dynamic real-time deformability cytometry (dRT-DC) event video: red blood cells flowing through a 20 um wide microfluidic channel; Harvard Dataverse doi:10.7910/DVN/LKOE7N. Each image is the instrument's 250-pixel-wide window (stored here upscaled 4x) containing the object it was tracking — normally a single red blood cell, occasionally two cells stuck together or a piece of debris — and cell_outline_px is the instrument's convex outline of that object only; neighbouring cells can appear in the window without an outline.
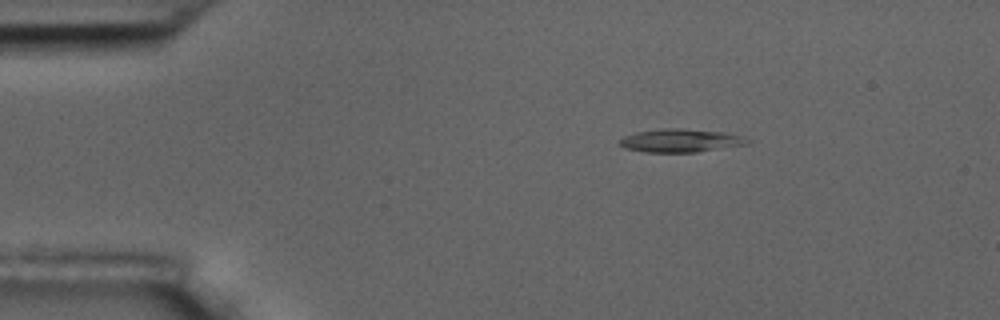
{"species": "common noctule bat (a hibernating species)", "species_latin": "Nyctalus noctula", "temperature_condition": "room temperature", "stored_images_in_passage": 5, "camera_frame_rate_fps": 3000, "um_per_image_px": 0.085, "animal": {"sex": "male", "body_mass_g": 17.5, "forearm_length_mm": 52.3}, "frame": {"image": 1, "passage_image": 3, "time_ms": 2.333, "image_size_px": [1000, 320], "cell_outline_px": [[752, 144], [696, 152], [644, 152], [624, 148], [616, 140], [624, 136], [636, 132], [664, 128], [680, 128], [724, 132], [740, 136], [752, 140]], "centroid_in_image_um": [57.86, 11.95], "position_along_channel_um": 27.1, "area_um2": 17.51}}